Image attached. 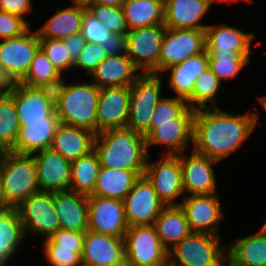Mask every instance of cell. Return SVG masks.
Wrapping results in <instances>:
<instances>
[{"mask_svg":"<svg viewBox=\"0 0 266 266\" xmlns=\"http://www.w3.org/2000/svg\"><path fill=\"white\" fill-rule=\"evenodd\" d=\"M80 33L86 42L104 44L112 32L87 10L84 11Z\"/></svg>","mask_w":266,"mask_h":266,"instance_id":"44","label":"cell"},{"mask_svg":"<svg viewBox=\"0 0 266 266\" xmlns=\"http://www.w3.org/2000/svg\"><path fill=\"white\" fill-rule=\"evenodd\" d=\"M180 207L184 210L190 230L219 235L218 224L225 216L217 193L185 195Z\"/></svg>","mask_w":266,"mask_h":266,"instance_id":"16","label":"cell"},{"mask_svg":"<svg viewBox=\"0 0 266 266\" xmlns=\"http://www.w3.org/2000/svg\"><path fill=\"white\" fill-rule=\"evenodd\" d=\"M223 83L211 71L209 67L198 76L192 96L187 100L190 108L200 109L207 108V103H213V107L217 106L216 95Z\"/></svg>","mask_w":266,"mask_h":266,"instance_id":"38","label":"cell"},{"mask_svg":"<svg viewBox=\"0 0 266 266\" xmlns=\"http://www.w3.org/2000/svg\"><path fill=\"white\" fill-rule=\"evenodd\" d=\"M122 10L128 30L164 24V0H125Z\"/></svg>","mask_w":266,"mask_h":266,"instance_id":"34","label":"cell"},{"mask_svg":"<svg viewBox=\"0 0 266 266\" xmlns=\"http://www.w3.org/2000/svg\"><path fill=\"white\" fill-rule=\"evenodd\" d=\"M144 172L101 167L94 192L90 196L123 200L140 176L144 175Z\"/></svg>","mask_w":266,"mask_h":266,"instance_id":"30","label":"cell"},{"mask_svg":"<svg viewBox=\"0 0 266 266\" xmlns=\"http://www.w3.org/2000/svg\"><path fill=\"white\" fill-rule=\"evenodd\" d=\"M8 208H10V206L8 205L4 195L3 179L0 174V211L6 210Z\"/></svg>","mask_w":266,"mask_h":266,"instance_id":"52","label":"cell"},{"mask_svg":"<svg viewBox=\"0 0 266 266\" xmlns=\"http://www.w3.org/2000/svg\"><path fill=\"white\" fill-rule=\"evenodd\" d=\"M36 154V155H35ZM40 191H67L71 182V161L51 148L34 153Z\"/></svg>","mask_w":266,"mask_h":266,"instance_id":"20","label":"cell"},{"mask_svg":"<svg viewBox=\"0 0 266 266\" xmlns=\"http://www.w3.org/2000/svg\"><path fill=\"white\" fill-rule=\"evenodd\" d=\"M109 55H127V33L110 34V38L105 41L104 44H100Z\"/></svg>","mask_w":266,"mask_h":266,"instance_id":"50","label":"cell"},{"mask_svg":"<svg viewBox=\"0 0 266 266\" xmlns=\"http://www.w3.org/2000/svg\"><path fill=\"white\" fill-rule=\"evenodd\" d=\"M205 50V30L166 28L160 49L159 75Z\"/></svg>","mask_w":266,"mask_h":266,"instance_id":"12","label":"cell"},{"mask_svg":"<svg viewBox=\"0 0 266 266\" xmlns=\"http://www.w3.org/2000/svg\"><path fill=\"white\" fill-rule=\"evenodd\" d=\"M153 226L167 251L192 232L185 212L180 206H166L154 221Z\"/></svg>","mask_w":266,"mask_h":266,"instance_id":"31","label":"cell"},{"mask_svg":"<svg viewBox=\"0 0 266 266\" xmlns=\"http://www.w3.org/2000/svg\"><path fill=\"white\" fill-rule=\"evenodd\" d=\"M25 238L17 209L10 207L0 211V266H6L15 252L20 250Z\"/></svg>","mask_w":266,"mask_h":266,"instance_id":"33","label":"cell"},{"mask_svg":"<svg viewBox=\"0 0 266 266\" xmlns=\"http://www.w3.org/2000/svg\"><path fill=\"white\" fill-rule=\"evenodd\" d=\"M127 55L107 56L90 74L92 82L100 89L106 87H130L142 74Z\"/></svg>","mask_w":266,"mask_h":266,"instance_id":"24","label":"cell"},{"mask_svg":"<svg viewBox=\"0 0 266 266\" xmlns=\"http://www.w3.org/2000/svg\"><path fill=\"white\" fill-rule=\"evenodd\" d=\"M100 168L99 159L94 150L71 161L69 190L86 196L92 195Z\"/></svg>","mask_w":266,"mask_h":266,"instance_id":"35","label":"cell"},{"mask_svg":"<svg viewBox=\"0 0 266 266\" xmlns=\"http://www.w3.org/2000/svg\"><path fill=\"white\" fill-rule=\"evenodd\" d=\"M56 10V13L36 30L39 38L64 39L80 33L86 6L72 4L70 7Z\"/></svg>","mask_w":266,"mask_h":266,"instance_id":"32","label":"cell"},{"mask_svg":"<svg viewBox=\"0 0 266 266\" xmlns=\"http://www.w3.org/2000/svg\"><path fill=\"white\" fill-rule=\"evenodd\" d=\"M195 113V109L188 107L175 119V123L156 124V128L145 138L148 154L150 147L155 145L166 147L162 154H186L187 145L193 142Z\"/></svg>","mask_w":266,"mask_h":266,"instance_id":"14","label":"cell"},{"mask_svg":"<svg viewBox=\"0 0 266 266\" xmlns=\"http://www.w3.org/2000/svg\"><path fill=\"white\" fill-rule=\"evenodd\" d=\"M128 227L123 200L88 196V230L125 237Z\"/></svg>","mask_w":266,"mask_h":266,"instance_id":"15","label":"cell"},{"mask_svg":"<svg viewBox=\"0 0 266 266\" xmlns=\"http://www.w3.org/2000/svg\"><path fill=\"white\" fill-rule=\"evenodd\" d=\"M251 51L208 53V67L222 82L233 80L250 63Z\"/></svg>","mask_w":266,"mask_h":266,"instance_id":"36","label":"cell"},{"mask_svg":"<svg viewBox=\"0 0 266 266\" xmlns=\"http://www.w3.org/2000/svg\"><path fill=\"white\" fill-rule=\"evenodd\" d=\"M32 2V0H0V10L17 15L30 25L31 22L25 17L34 9Z\"/></svg>","mask_w":266,"mask_h":266,"instance_id":"49","label":"cell"},{"mask_svg":"<svg viewBox=\"0 0 266 266\" xmlns=\"http://www.w3.org/2000/svg\"><path fill=\"white\" fill-rule=\"evenodd\" d=\"M10 88H0V99L2 96L9 91Z\"/></svg>","mask_w":266,"mask_h":266,"instance_id":"59","label":"cell"},{"mask_svg":"<svg viewBox=\"0 0 266 266\" xmlns=\"http://www.w3.org/2000/svg\"><path fill=\"white\" fill-rule=\"evenodd\" d=\"M125 0H95L94 3H100L111 7H122Z\"/></svg>","mask_w":266,"mask_h":266,"instance_id":"53","label":"cell"},{"mask_svg":"<svg viewBox=\"0 0 266 266\" xmlns=\"http://www.w3.org/2000/svg\"><path fill=\"white\" fill-rule=\"evenodd\" d=\"M60 75L62 74L59 70L40 49L35 55L28 72L20 83L28 87H37L41 83L58 78Z\"/></svg>","mask_w":266,"mask_h":266,"instance_id":"39","label":"cell"},{"mask_svg":"<svg viewBox=\"0 0 266 266\" xmlns=\"http://www.w3.org/2000/svg\"><path fill=\"white\" fill-rule=\"evenodd\" d=\"M130 87L100 89L97 106V134L108 129L126 128L129 117Z\"/></svg>","mask_w":266,"mask_h":266,"instance_id":"19","label":"cell"},{"mask_svg":"<svg viewBox=\"0 0 266 266\" xmlns=\"http://www.w3.org/2000/svg\"><path fill=\"white\" fill-rule=\"evenodd\" d=\"M67 85L61 102L55 108L60 123L90 130L97 135V106L100 88L93 83Z\"/></svg>","mask_w":266,"mask_h":266,"instance_id":"4","label":"cell"},{"mask_svg":"<svg viewBox=\"0 0 266 266\" xmlns=\"http://www.w3.org/2000/svg\"><path fill=\"white\" fill-rule=\"evenodd\" d=\"M94 151L100 166L145 171L148 151L145 137L128 128L108 129L96 135Z\"/></svg>","mask_w":266,"mask_h":266,"instance_id":"2","label":"cell"},{"mask_svg":"<svg viewBox=\"0 0 266 266\" xmlns=\"http://www.w3.org/2000/svg\"><path fill=\"white\" fill-rule=\"evenodd\" d=\"M40 50V38L29 28L21 36L0 42V68L11 83L20 82Z\"/></svg>","mask_w":266,"mask_h":266,"instance_id":"8","label":"cell"},{"mask_svg":"<svg viewBox=\"0 0 266 266\" xmlns=\"http://www.w3.org/2000/svg\"><path fill=\"white\" fill-rule=\"evenodd\" d=\"M154 162L150 161V154L144 176L152 184L157 196L165 206H180L176 198L184 194L182 184V170L180 165V154L167 155Z\"/></svg>","mask_w":266,"mask_h":266,"instance_id":"9","label":"cell"},{"mask_svg":"<svg viewBox=\"0 0 266 266\" xmlns=\"http://www.w3.org/2000/svg\"><path fill=\"white\" fill-rule=\"evenodd\" d=\"M0 174L6 201L12 208L40 191L33 155L4 151L0 155Z\"/></svg>","mask_w":266,"mask_h":266,"instance_id":"3","label":"cell"},{"mask_svg":"<svg viewBox=\"0 0 266 266\" xmlns=\"http://www.w3.org/2000/svg\"><path fill=\"white\" fill-rule=\"evenodd\" d=\"M20 126L14 98L6 92L0 99V148L3 151L15 146Z\"/></svg>","mask_w":266,"mask_h":266,"instance_id":"37","label":"cell"},{"mask_svg":"<svg viewBox=\"0 0 266 266\" xmlns=\"http://www.w3.org/2000/svg\"><path fill=\"white\" fill-rule=\"evenodd\" d=\"M86 10L102 22L112 33L124 34L129 30L122 7H111L100 3H91Z\"/></svg>","mask_w":266,"mask_h":266,"instance_id":"41","label":"cell"},{"mask_svg":"<svg viewBox=\"0 0 266 266\" xmlns=\"http://www.w3.org/2000/svg\"><path fill=\"white\" fill-rule=\"evenodd\" d=\"M21 223L27 234L49 238L60 229L56 215L53 192L38 191L26 198L17 208Z\"/></svg>","mask_w":266,"mask_h":266,"instance_id":"10","label":"cell"},{"mask_svg":"<svg viewBox=\"0 0 266 266\" xmlns=\"http://www.w3.org/2000/svg\"><path fill=\"white\" fill-rule=\"evenodd\" d=\"M164 24L141 27L127 32V56L142 73L159 75V58Z\"/></svg>","mask_w":266,"mask_h":266,"instance_id":"11","label":"cell"},{"mask_svg":"<svg viewBox=\"0 0 266 266\" xmlns=\"http://www.w3.org/2000/svg\"><path fill=\"white\" fill-rule=\"evenodd\" d=\"M4 151L0 148V155L3 153Z\"/></svg>","mask_w":266,"mask_h":266,"instance_id":"60","label":"cell"},{"mask_svg":"<svg viewBox=\"0 0 266 266\" xmlns=\"http://www.w3.org/2000/svg\"><path fill=\"white\" fill-rule=\"evenodd\" d=\"M8 93L14 98L20 125L26 124V121H44L55 111L37 87L16 82L12 83Z\"/></svg>","mask_w":266,"mask_h":266,"instance_id":"25","label":"cell"},{"mask_svg":"<svg viewBox=\"0 0 266 266\" xmlns=\"http://www.w3.org/2000/svg\"><path fill=\"white\" fill-rule=\"evenodd\" d=\"M44 255L51 266H83V248H59V245H44Z\"/></svg>","mask_w":266,"mask_h":266,"instance_id":"43","label":"cell"},{"mask_svg":"<svg viewBox=\"0 0 266 266\" xmlns=\"http://www.w3.org/2000/svg\"><path fill=\"white\" fill-rule=\"evenodd\" d=\"M123 202L128 226L153 225L166 207L144 175L135 182Z\"/></svg>","mask_w":266,"mask_h":266,"instance_id":"13","label":"cell"},{"mask_svg":"<svg viewBox=\"0 0 266 266\" xmlns=\"http://www.w3.org/2000/svg\"><path fill=\"white\" fill-rule=\"evenodd\" d=\"M85 232L58 229L45 239L44 245H59V248H83Z\"/></svg>","mask_w":266,"mask_h":266,"instance_id":"47","label":"cell"},{"mask_svg":"<svg viewBox=\"0 0 266 266\" xmlns=\"http://www.w3.org/2000/svg\"><path fill=\"white\" fill-rule=\"evenodd\" d=\"M218 161L199 154L193 149L191 155L180 154L184 194L201 195L217 193V179L212 168ZM212 165V166H211Z\"/></svg>","mask_w":266,"mask_h":266,"instance_id":"18","label":"cell"},{"mask_svg":"<svg viewBox=\"0 0 266 266\" xmlns=\"http://www.w3.org/2000/svg\"><path fill=\"white\" fill-rule=\"evenodd\" d=\"M63 41L67 46L71 59L75 62L86 44L84 37L81 33H76L64 38Z\"/></svg>","mask_w":266,"mask_h":266,"instance_id":"51","label":"cell"},{"mask_svg":"<svg viewBox=\"0 0 266 266\" xmlns=\"http://www.w3.org/2000/svg\"><path fill=\"white\" fill-rule=\"evenodd\" d=\"M258 120L259 113L252 111L237 115L218 107L196 109L192 149L219 162L240 149Z\"/></svg>","mask_w":266,"mask_h":266,"instance_id":"1","label":"cell"},{"mask_svg":"<svg viewBox=\"0 0 266 266\" xmlns=\"http://www.w3.org/2000/svg\"><path fill=\"white\" fill-rule=\"evenodd\" d=\"M188 107L187 101L182 98L163 96L151 115L149 134L156 128V124L175 123V119Z\"/></svg>","mask_w":266,"mask_h":266,"instance_id":"40","label":"cell"},{"mask_svg":"<svg viewBox=\"0 0 266 266\" xmlns=\"http://www.w3.org/2000/svg\"><path fill=\"white\" fill-rule=\"evenodd\" d=\"M81 259L83 266H126L125 239L87 230Z\"/></svg>","mask_w":266,"mask_h":266,"instance_id":"17","label":"cell"},{"mask_svg":"<svg viewBox=\"0 0 266 266\" xmlns=\"http://www.w3.org/2000/svg\"><path fill=\"white\" fill-rule=\"evenodd\" d=\"M221 239L210 233L191 232L168 251V266H222L226 244Z\"/></svg>","mask_w":266,"mask_h":266,"instance_id":"5","label":"cell"},{"mask_svg":"<svg viewBox=\"0 0 266 266\" xmlns=\"http://www.w3.org/2000/svg\"><path fill=\"white\" fill-rule=\"evenodd\" d=\"M161 75L142 73L130 86L129 117L126 128L149 135V125L153 110L161 100Z\"/></svg>","mask_w":266,"mask_h":266,"instance_id":"6","label":"cell"},{"mask_svg":"<svg viewBox=\"0 0 266 266\" xmlns=\"http://www.w3.org/2000/svg\"><path fill=\"white\" fill-rule=\"evenodd\" d=\"M12 83L0 68V88H11Z\"/></svg>","mask_w":266,"mask_h":266,"instance_id":"54","label":"cell"},{"mask_svg":"<svg viewBox=\"0 0 266 266\" xmlns=\"http://www.w3.org/2000/svg\"><path fill=\"white\" fill-rule=\"evenodd\" d=\"M29 28L23 18L0 10V40L21 36Z\"/></svg>","mask_w":266,"mask_h":266,"instance_id":"46","label":"cell"},{"mask_svg":"<svg viewBox=\"0 0 266 266\" xmlns=\"http://www.w3.org/2000/svg\"><path fill=\"white\" fill-rule=\"evenodd\" d=\"M258 100H259L260 104H262V107L266 111V95L259 97Z\"/></svg>","mask_w":266,"mask_h":266,"instance_id":"58","label":"cell"},{"mask_svg":"<svg viewBox=\"0 0 266 266\" xmlns=\"http://www.w3.org/2000/svg\"><path fill=\"white\" fill-rule=\"evenodd\" d=\"M40 49L61 74L67 69H74V61L63 39L40 38Z\"/></svg>","mask_w":266,"mask_h":266,"instance_id":"42","label":"cell"},{"mask_svg":"<svg viewBox=\"0 0 266 266\" xmlns=\"http://www.w3.org/2000/svg\"><path fill=\"white\" fill-rule=\"evenodd\" d=\"M71 1H72L71 4L87 6L91 3H94L95 0H71Z\"/></svg>","mask_w":266,"mask_h":266,"instance_id":"57","label":"cell"},{"mask_svg":"<svg viewBox=\"0 0 266 266\" xmlns=\"http://www.w3.org/2000/svg\"><path fill=\"white\" fill-rule=\"evenodd\" d=\"M95 137L90 130L59 123L50 148L73 161L94 150Z\"/></svg>","mask_w":266,"mask_h":266,"instance_id":"26","label":"cell"},{"mask_svg":"<svg viewBox=\"0 0 266 266\" xmlns=\"http://www.w3.org/2000/svg\"><path fill=\"white\" fill-rule=\"evenodd\" d=\"M59 123L55 111L44 121H26V124L20 126L15 146L10 151L33 155L50 148Z\"/></svg>","mask_w":266,"mask_h":266,"instance_id":"22","label":"cell"},{"mask_svg":"<svg viewBox=\"0 0 266 266\" xmlns=\"http://www.w3.org/2000/svg\"><path fill=\"white\" fill-rule=\"evenodd\" d=\"M207 1H208V3L210 4V6L212 7V4H214V2H217V3H220V2L222 3V2H223V3H226V4H229V3L232 4V2H233V3H234V2H236V3L238 2V3H239L240 1H243V0H207ZM245 1H247V2H248V1L252 2V0H245Z\"/></svg>","mask_w":266,"mask_h":266,"instance_id":"55","label":"cell"},{"mask_svg":"<svg viewBox=\"0 0 266 266\" xmlns=\"http://www.w3.org/2000/svg\"><path fill=\"white\" fill-rule=\"evenodd\" d=\"M226 254L241 266H266V225L226 245Z\"/></svg>","mask_w":266,"mask_h":266,"instance_id":"29","label":"cell"},{"mask_svg":"<svg viewBox=\"0 0 266 266\" xmlns=\"http://www.w3.org/2000/svg\"><path fill=\"white\" fill-rule=\"evenodd\" d=\"M63 76L64 75L62 74L54 80L41 83L39 86H37V88L43 94V96L55 108L61 102L65 89L68 85L66 84Z\"/></svg>","mask_w":266,"mask_h":266,"instance_id":"48","label":"cell"},{"mask_svg":"<svg viewBox=\"0 0 266 266\" xmlns=\"http://www.w3.org/2000/svg\"><path fill=\"white\" fill-rule=\"evenodd\" d=\"M256 35L250 31L227 25H208L205 29V45L207 53H228L231 51H252V41Z\"/></svg>","mask_w":266,"mask_h":266,"instance_id":"27","label":"cell"},{"mask_svg":"<svg viewBox=\"0 0 266 266\" xmlns=\"http://www.w3.org/2000/svg\"><path fill=\"white\" fill-rule=\"evenodd\" d=\"M208 67V53L206 50L196 56L189 57L181 64L171 66L165 70L170 71L168 78L169 89L175 96L188 100L193 93L195 82Z\"/></svg>","mask_w":266,"mask_h":266,"instance_id":"28","label":"cell"},{"mask_svg":"<svg viewBox=\"0 0 266 266\" xmlns=\"http://www.w3.org/2000/svg\"><path fill=\"white\" fill-rule=\"evenodd\" d=\"M107 56L100 44L86 42L73 67L85 70L86 74L90 76Z\"/></svg>","mask_w":266,"mask_h":266,"instance_id":"45","label":"cell"},{"mask_svg":"<svg viewBox=\"0 0 266 266\" xmlns=\"http://www.w3.org/2000/svg\"><path fill=\"white\" fill-rule=\"evenodd\" d=\"M60 229L76 232L88 230V196L70 190L53 192Z\"/></svg>","mask_w":266,"mask_h":266,"instance_id":"23","label":"cell"},{"mask_svg":"<svg viewBox=\"0 0 266 266\" xmlns=\"http://www.w3.org/2000/svg\"><path fill=\"white\" fill-rule=\"evenodd\" d=\"M124 239L126 266H168V251L153 225L129 226Z\"/></svg>","mask_w":266,"mask_h":266,"instance_id":"7","label":"cell"},{"mask_svg":"<svg viewBox=\"0 0 266 266\" xmlns=\"http://www.w3.org/2000/svg\"><path fill=\"white\" fill-rule=\"evenodd\" d=\"M222 266H241L237 263H235L227 254L224 258Z\"/></svg>","mask_w":266,"mask_h":266,"instance_id":"56","label":"cell"},{"mask_svg":"<svg viewBox=\"0 0 266 266\" xmlns=\"http://www.w3.org/2000/svg\"><path fill=\"white\" fill-rule=\"evenodd\" d=\"M210 8L207 0H164V26L205 30L208 25L201 21Z\"/></svg>","mask_w":266,"mask_h":266,"instance_id":"21","label":"cell"}]
</instances>
